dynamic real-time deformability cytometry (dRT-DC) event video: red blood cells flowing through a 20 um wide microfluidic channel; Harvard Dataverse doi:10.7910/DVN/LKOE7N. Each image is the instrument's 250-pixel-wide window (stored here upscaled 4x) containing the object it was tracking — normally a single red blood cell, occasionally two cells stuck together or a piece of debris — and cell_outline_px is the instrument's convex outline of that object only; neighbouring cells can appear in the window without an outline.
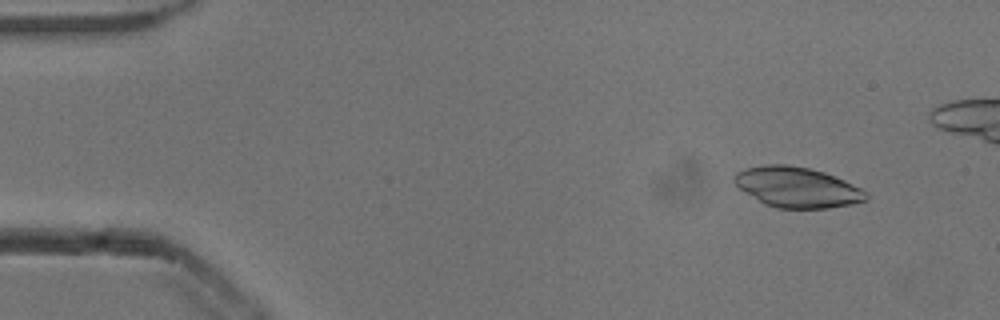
{"species": "common noctule bat (a hibernating species)", "species_latin": "Nyctalus noctula", "temperature_condition": "cold", "stored_images_in_passage": 47, "camera_frame_rate_fps": 3000, "um_per_image_px": 0.085, "animal": {"sex": "male", "body_mass_g": 13.3}, "frame": {"image": 1, "passage_image": 5, "time_ms": 1.333, "image_size_px": [1000, 320], "cell_outline_px": [[868, 200], [852, 204], [828, 208], [776, 208], [764, 204], [740, 188], [732, 180], [732, 176], [736, 172], [744, 168], [764, 164], [788, 164], [808, 168], [824, 172], [844, 180], [868, 192]], "centroid_in_image_um": [67.74, 15.91], "position_along_channel_um": 17.3, "area_um2": 31.1}}
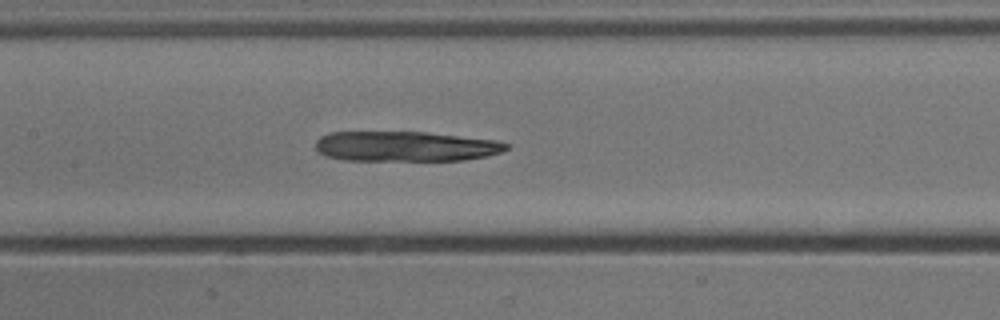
{"frame": {"image": 2, "passage_image": 25, "time_ms": 8.0, "image_size_px": [1000, 320], "cell_outline_px": [[508, 148], [500, 152], [484, 156], [464, 160], [344, 160], [324, 156], [316, 148], [316, 140], [320, 136], [328, 132], [428, 132], [496, 140], [508, 144]], "centroid_in_image_um": [34.42, 12.43], "position_along_channel_um": 173.0, "area_um2": 33.41}}
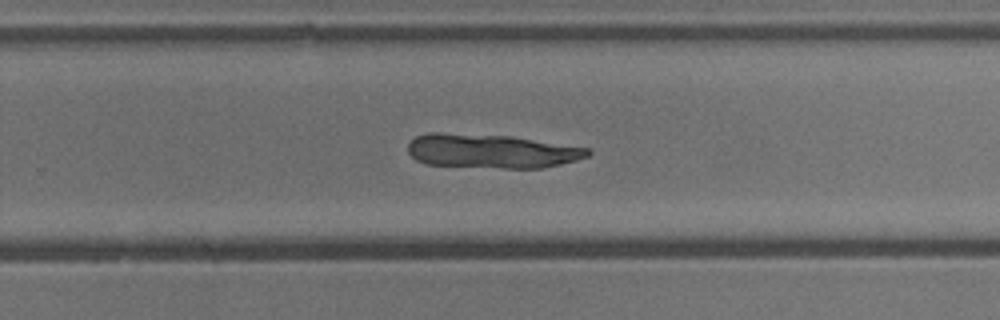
{"frame": {"image": 3, "passage_image": 34, "time_ms": 11.0, "image_size_px": [1000, 320], "cell_outline_px": [[592, 152], [588, 156], [576, 160], [560, 164], [540, 168], [504, 168], [428, 164], [416, 160], [408, 152], [408, 144], [416, 136], [428, 132], [440, 132], [512, 136], [588, 148]], "centroid_in_image_um": [41.75, 12.83], "position_along_channel_um": 288.0, "area_um2": 35.6}}